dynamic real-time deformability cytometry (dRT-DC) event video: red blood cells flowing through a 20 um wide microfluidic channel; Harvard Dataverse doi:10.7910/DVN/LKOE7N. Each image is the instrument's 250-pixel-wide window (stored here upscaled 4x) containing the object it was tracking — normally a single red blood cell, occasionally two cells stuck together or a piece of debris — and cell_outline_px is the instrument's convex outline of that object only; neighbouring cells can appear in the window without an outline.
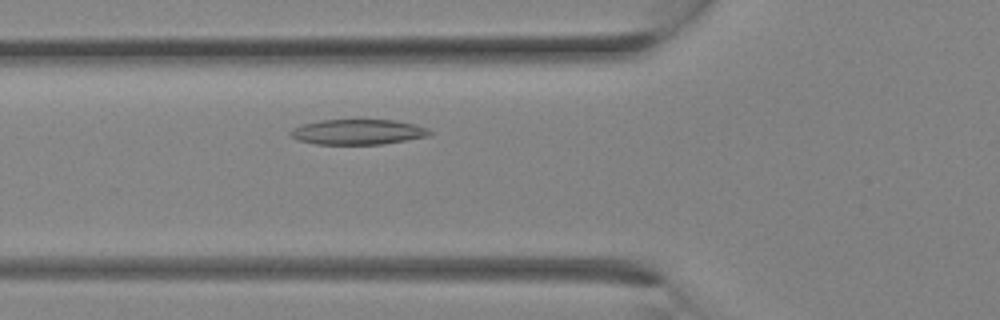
{"species": "Egyptian fruit bat (a non-hibernating species)", "species_latin": "Rousettus aegyptiacus", "temperature_condition": "room temperature", "stored_images_in_passage": 9, "camera_frame_rate_fps": 3000, "um_per_image_px": 0.085, "animal": {"sex": "female"}, "frame": {"image": 1, "passage_image": 7, "time_ms": 2.0, "image_size_px": [1000, 320], "cell_outline_px": [[432, 132], [428, 136], [380, 144], [316, 144], [296, 140], [288, 132], [292, 128], [300, 124], [320, 120], [392, 120], [412, 124], [428, 128]], "centroid_in_image_um": [30.34, 11.21], "position_along_channel_um": 95.5, "area_um2": 20.35}}
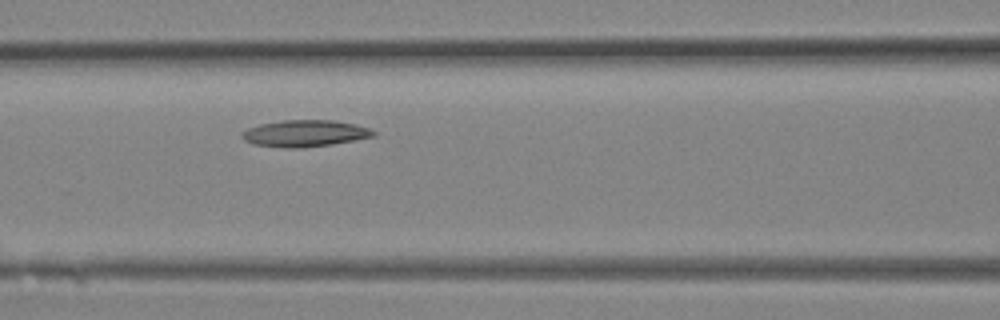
{"frame": {"image": 2, "passage_image": 9, "time_ms": 2.667, "image_size_px": [1000, 320], "cell_outline_px": [[376, 136], [332, 144], [300, 148], [280, 148], [252, 144], [244, 140], [240, 136], [240, 132], [248, 128], [260, 124], [284, 120], [332, 120], [356, 124], [368, 128], [376, 132]], "centroid_in_image_um": [25.88, 11.34], "position_along_channel_um": 140.7, "area_um2": 20.58}}